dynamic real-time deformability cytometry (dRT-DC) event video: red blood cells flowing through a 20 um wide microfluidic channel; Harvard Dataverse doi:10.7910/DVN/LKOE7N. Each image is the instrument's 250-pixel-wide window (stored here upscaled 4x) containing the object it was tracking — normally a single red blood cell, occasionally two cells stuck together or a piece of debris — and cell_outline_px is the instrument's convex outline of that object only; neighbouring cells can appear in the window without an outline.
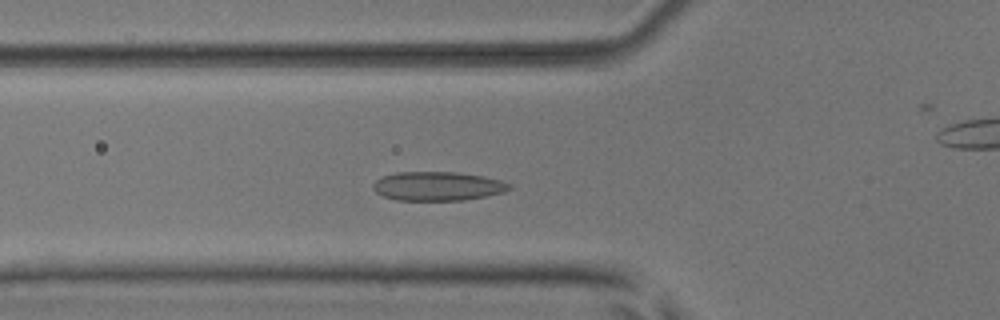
{"species": "common noctule bat (a hibernating species)", "species_latin": "Nyctalus noctula", "temperature_condition": "room temperature", "stored_images_in_passage": 54, "camera_frame_rate_fps": 3000, "um_per_image_px": 0.085, "animal": {"sex": "male", "body_mass_g": 17.9, "forearm_length_mm": 54.2}, "frame": {"image": 1, "passage_image": 19, "time_ms": 6.0, "image_size_px": [1000, 320], "cell_outline_px": [[512, 188], [504, 192], [464, 200], [396, 200], [384, 196], [376, 192], [372, 188], [372, 184], [376, 180], [384, 176], [396, 172], [456, 172], [484, 176], [500, 180], [512, 184]], "centroid_in_image_um": [37.21, 15.82], "position_along_channel_um": 88.6, "area_um2": 23.0}}
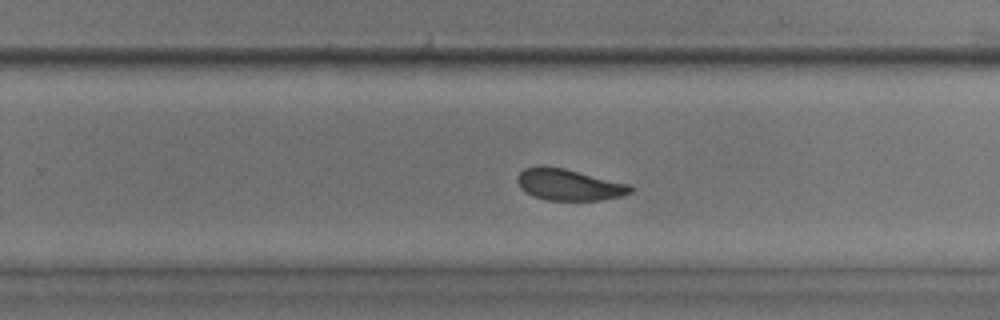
{"frame": {"image": 2, "passage_image": 34, "time_ms": 11.0, "image_size_px": [1000, 320], "cell_outline_px": [[636, 188], [632, 192], [620, 196], [600, 200], [548, 200], [532, 196], [524, 192], [520, 188], [516, 180], [516, 176], [524, 168], [536, 164], [540, 164], [564, 168], [628, 184]], "centroid_in_image_um": [48.29, 15.68], "position_along_channel_um": 281.5, "area_um2": 20.98}}
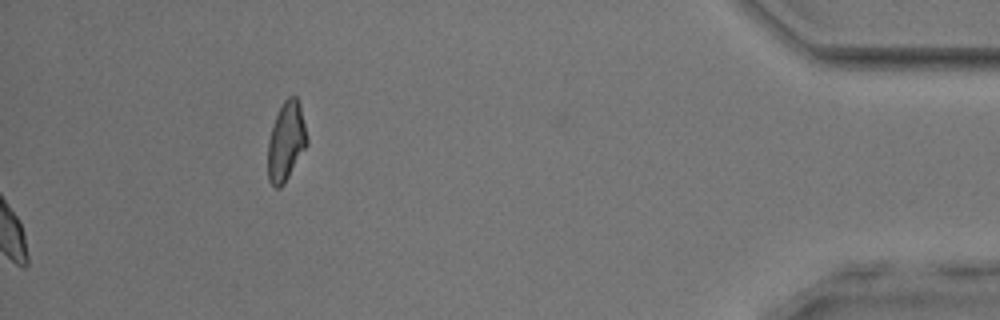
{"frame": {"image": 3, "passage_image": 54, "time_ms": 17.667, "image_size_px": [1000, 320], "cell_outline_px": [[308, 144], [284, 184], [280, 188], [276, 188], [268, 180], [268, 140], [276, 116], [284, 100], [288, 96], [296, 96], [300, 104], [308, 140]], "centroid_in_image_um": [24.32, 12.04], "position_along_channel_um": 410.9, "area_um2": 17.92}, "authors_computed_cell_mechanics": {"area_um2": 21.5305, "velocity_mm_per_s": 3.8703, "shape_relaxation_time_tau1_ms": 2.6172, "shape_relaxation_time_tau2_ms": 3.2942, "deformation_change_tau1": 0.0852, "deformation_change_tau2": 0.0825}}